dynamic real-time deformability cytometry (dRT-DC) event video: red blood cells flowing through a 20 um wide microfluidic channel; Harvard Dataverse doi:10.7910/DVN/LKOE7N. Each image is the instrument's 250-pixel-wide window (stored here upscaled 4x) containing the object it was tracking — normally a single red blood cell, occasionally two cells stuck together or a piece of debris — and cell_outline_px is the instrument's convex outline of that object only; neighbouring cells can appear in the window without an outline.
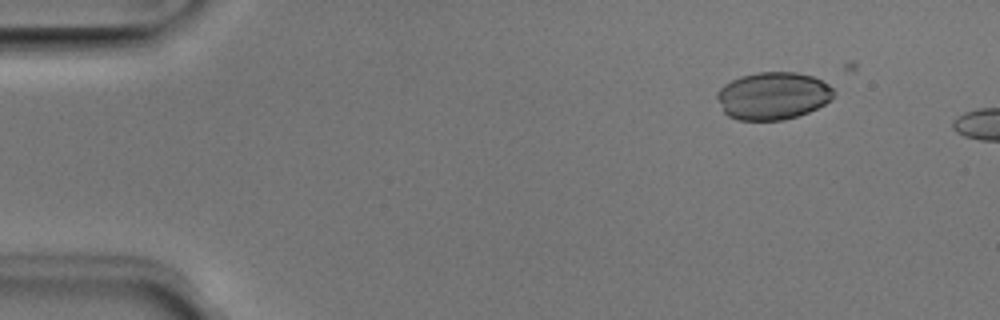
{"species": "Egyptian fruit bat (a non-hibernating species)", "species_latin": "Rousettus aegyptiacus", "temperature_condition": "room temperature", "stored_images_in_passage": 5, "camera_frame_rate_fps": 3000, "um_per_image_px": 0.085, "animal": {"sex": "male"}, "frame": {"image": 1, "passage_image": 2, "time_ms": 0.333, "image_size_px": [1000, 320], "cell_outline_px": [[836, 92], [824, 104], [808, 112], [784, 120], [736, 120], [728, 116], [724, 112], [716, 96], [716, 92], [724, 84], [740, 76], [756, 72], [796, 72], [812, 76], [828, 84]], "centroid_in_image_um": [65.67, 8.14], "position_along_channel_um": 19.3, "area_um2": 32.25}}